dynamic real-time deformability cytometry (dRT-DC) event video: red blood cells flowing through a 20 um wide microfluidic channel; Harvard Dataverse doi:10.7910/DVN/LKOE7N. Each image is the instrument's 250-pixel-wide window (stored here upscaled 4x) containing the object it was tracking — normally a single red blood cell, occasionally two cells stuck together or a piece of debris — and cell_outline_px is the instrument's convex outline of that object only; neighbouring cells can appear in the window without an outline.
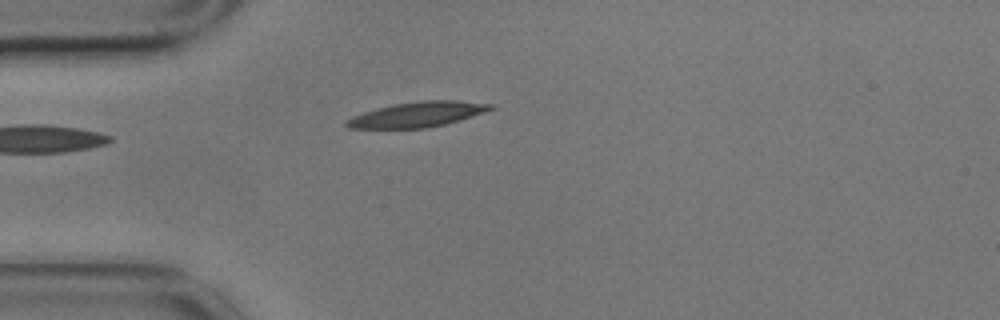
{"species": "common noctule bat (a hibernating species)", "species_latin": "Nyctalus noctula", "temperature_condition": "cold", "stored_images_in_passage": 1, "camera_frame_rate_fps": 3000, "um_per_image_px": 0.085, "animal": {"sex": "male", "body_mass_g": 17.9}, "frame": {"image": 1, "passage_image": 1, "time_ms": 0.0, "image_size_px": [1000, 320], "cell_outline_px": [[496, 108], [460, 120], [444, 124], [424, 128], [348, 128], [344, 124], [352, 116], [376, 108], [392, 104], [424, 100], [456, 100], [496, 104]], "centroid_in_image_um": [35.52, 9.71], "position_along_channel_um": 49.5, "area_um2": 21.1}}